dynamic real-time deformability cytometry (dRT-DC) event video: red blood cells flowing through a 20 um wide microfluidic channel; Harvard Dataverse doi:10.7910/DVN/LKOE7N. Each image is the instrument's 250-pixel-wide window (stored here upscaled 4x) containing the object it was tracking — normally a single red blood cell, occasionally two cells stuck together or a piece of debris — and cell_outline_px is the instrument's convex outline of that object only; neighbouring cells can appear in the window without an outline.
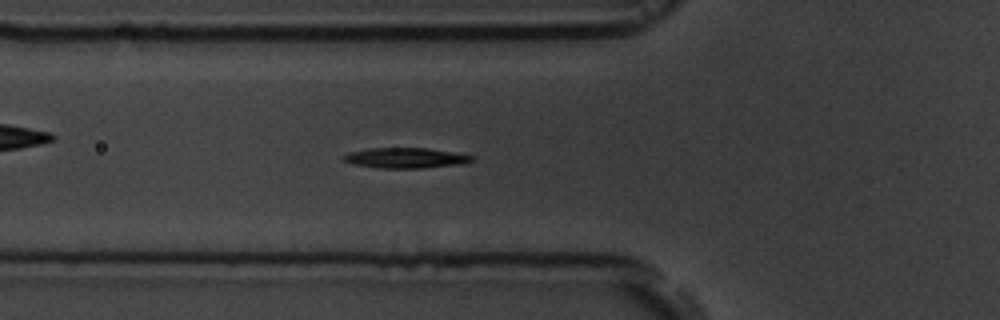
{"species": "common noctule bat (a hibernating species)", "species_latin": "Nyctalus noctula", "temperature_condition": "room temperature", "stored_images_in_passage": 55, "camera_frame_rate_fps": 3000, "um_per_image_px": 0.085, "animal": {"sex": "male", "body_mass_g": 19.5, "forearm_length_mm": 54.6}, "frame": {"image": 1, "passage_image": 19, "time_ms": 6.0, "image_size_px": [1000, 320], "cell_outline_px": [[472, 160], [464, 164], [424, 168], [380, 168], [352, 164], [344, 160], [340, 156], [348, 152], [368, 148], [428, 148], [472, 156]], "centroid_in_image_um": [34.4, 13.43], "position_along_channel_um": 91.4, "area_um2": 15.2}}
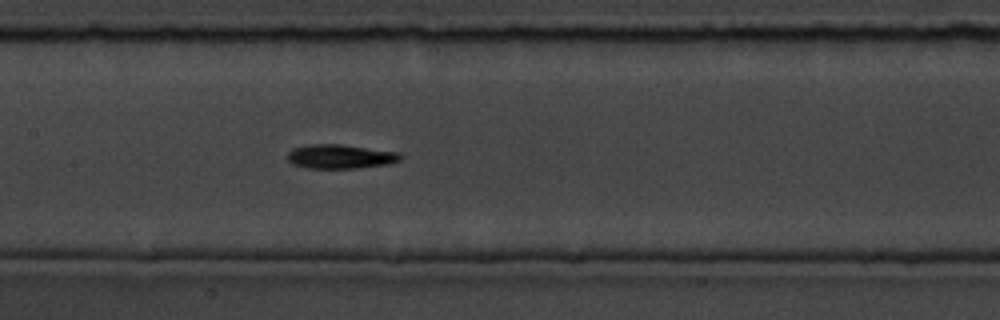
{"frame": {"image": 2, "passage_image": 26, "time_ms": 8.333, "image_size_px": [1000, 320], "cell_outline_px": [[404, 156], [400, 160], [388, 164], [360, 168], [308, 168], [292, 164], [288, 160], [288, 152], [292, 148], [308, 144], [340, 144], [400, 152]], "centroid_in_image_um": [28.94, 13.3], "position_along_channel_um": 178.5, "area_um2": 16.07}}
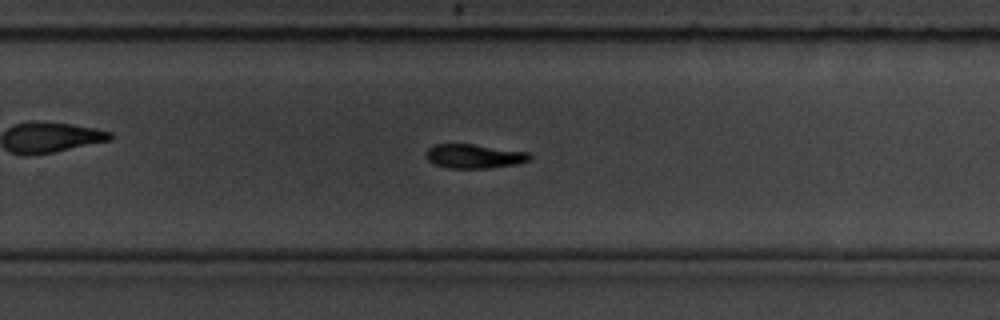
{"frame": {"image": 3, "passage_image": 35, "time_ms": 11.333, "image_size_px": [1000, 320], "cell_outline_px": [[532, 156], [528, 160], [516, 164], [488, 168], [448, 168], [436, 164], [428, 160], [428, 148], [432, 144], [472, 144], [528, 152]], "centroid_in_image_um": [40.31, 13.27], "position_along_channel_um": 289.5, "area_um2": 14.33}, "authors_computed_cell_mechanics": {"area_um2": 14.7968, "velocity_mm_per_s": 3.7053, "shape_relaxation_time_tau1_ms": 2.6958, "shape_relaxation_time_tau2_ms": 4.0155, "deformation_change_tau1": 0.1272, "deformation_change_tau2": 0.1021}}